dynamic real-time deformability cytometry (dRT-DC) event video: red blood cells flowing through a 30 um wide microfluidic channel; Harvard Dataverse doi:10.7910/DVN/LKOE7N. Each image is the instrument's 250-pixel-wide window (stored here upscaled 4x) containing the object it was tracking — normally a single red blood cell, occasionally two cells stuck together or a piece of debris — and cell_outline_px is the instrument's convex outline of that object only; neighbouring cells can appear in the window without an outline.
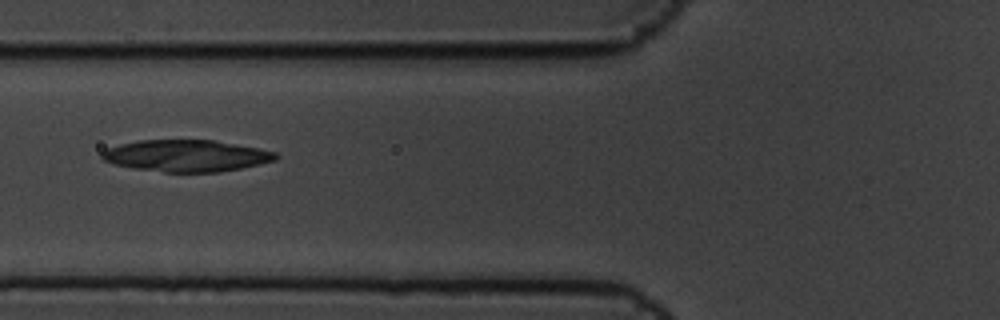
{"species": "common noctule bat (a hibernating species)", "species_latin": "Nyctalus noctula", "temperature_condition": "cold", "stored_images_in_passage": 3, "camera_frame_rate_fps": 3000, "um_per_image_px": 0.085, "animal": {"sex": "male", "body_mass_g": 19.5, "forearm_length_mm": 54.6}, "frame": {"image": 1, "passage_image": 2, "time_ms": 0.333, "image_size_px": [1000, 320], "cell_outline_px": [[280, 156], [276, 160], [260, 164], [220, 172], [164, 172], [132, 168], [112, 164], [104, 160], [100, 156], [100, 152], [108, 148], [120, 144], [140, 140], [212, 140], [256, 148], [276, 152]], "centroid_in_image_um": [15.8, 13.24], "position_along_channel_um": 110.0, "area_um2": 32.08}}